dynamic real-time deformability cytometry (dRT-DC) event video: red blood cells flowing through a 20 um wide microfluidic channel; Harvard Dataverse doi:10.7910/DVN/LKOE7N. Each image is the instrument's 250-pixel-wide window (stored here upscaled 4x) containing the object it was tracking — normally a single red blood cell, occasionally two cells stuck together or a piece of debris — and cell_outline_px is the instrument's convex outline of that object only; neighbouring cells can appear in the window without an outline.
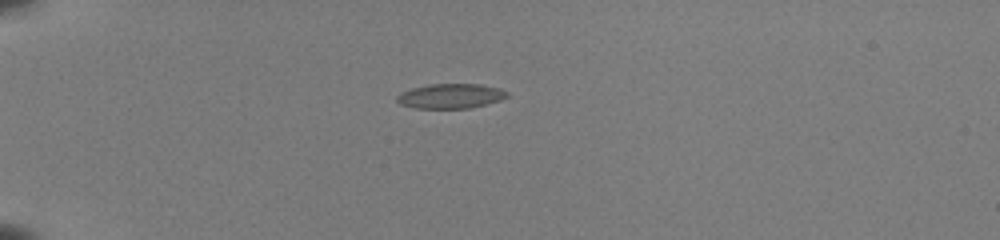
{"species": "common noctule bat (a hibernating species)", "species_latin": "Nyctalus noctula", "temperature_condition": "room temperature", "stored_images_in_passage": 6, "camera_frame_rate_fps": 3000, "um_per_image_px": 0.085, "animal": {"sex": "female", "body_mass_g": 22.0, "forearm_length_mm": 56.7}, "frame": {"image": 1, "passage_image": 1, "time_ms": 0.0, "image_size_px": [1000, 240], "cell_outline_px": [[508, 96], [500, 100], [468, 108], [416, 108], [400, 104], [396, 100], [396, 96], [400, 92], [412, 88], [428, 84], [480, 84], [500, 88], [508, 92]], "centroid_in_image_um": [38.28, 8.15], "position_along_channel_um": 46.7, "area_um2": 15.84}}